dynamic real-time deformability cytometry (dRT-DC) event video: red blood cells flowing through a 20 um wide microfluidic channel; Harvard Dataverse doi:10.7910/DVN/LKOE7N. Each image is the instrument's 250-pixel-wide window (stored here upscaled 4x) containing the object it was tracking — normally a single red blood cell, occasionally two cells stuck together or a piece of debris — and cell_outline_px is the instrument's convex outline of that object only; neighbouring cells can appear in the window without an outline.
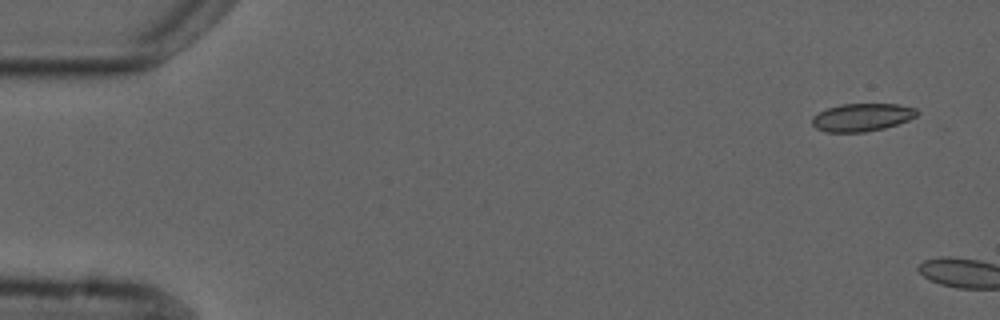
{"species": "common noctule bat (a hibernating species)", "species_latin": "Nyctalus noctula", "temperature_condition": "cold", "stored_images_in_passage": 3, "camera_frame_rate_fps": 3000, "um_per_image_px": 0.085, "animal": {"sex": "male", "forearm_length_mm": 52.5}, "frame": {"image": 1, "passage_image": 1, "time_ms": 0.0, "image_size_px": [1000, 320], "cell_outline_px": [[920, 112], [916, 116], [908, 120], [884, 128], [864, 132], [824, 132], [816, 128], [812, 124], [812, 116], [828, 108], [840, 104], [900, 104], [916, 108]], "centroid_in_image_um": [73.27, 9.97], "position_along_channel_um": 11.7, "area_um2": 17.05}}